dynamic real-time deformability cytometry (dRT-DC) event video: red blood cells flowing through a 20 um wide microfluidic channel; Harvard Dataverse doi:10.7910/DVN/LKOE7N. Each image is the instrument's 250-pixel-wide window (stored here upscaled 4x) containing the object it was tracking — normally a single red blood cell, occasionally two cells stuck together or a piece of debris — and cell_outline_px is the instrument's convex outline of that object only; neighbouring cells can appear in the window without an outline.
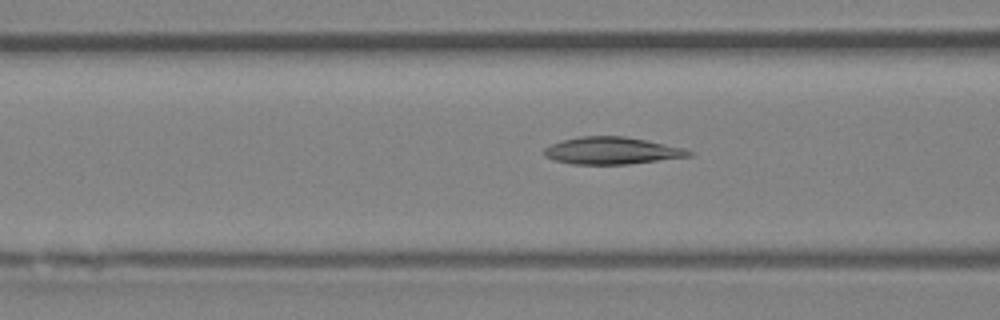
{"species": "Egyptian fruit bat (a non-hibernating species)", "species_latin": "Rousettus aegyptiacus", "temperature_condition": "room temperature", "stored_images_in_passage": 48, "camera_frame_rate_fps": 3000, "um_per_image_px": 0.085, "animal": {"sex": "female"}, "frame": {"image": 1, "passage_image": 18, "time_ms": 5.667, "image_size_px": [1000, 320], "cell_outline_px": [[692, 156], [628, 164], [572, 164], [552, 160], [544, 156], [544, 148], [560, 140], [580, 136], [624, 136], [684, 148], [692, 152]], "centroid_in_image_um": [51.95, 12.81], "position_along_channel_um": 114.6, "area_um2": 22.83}}
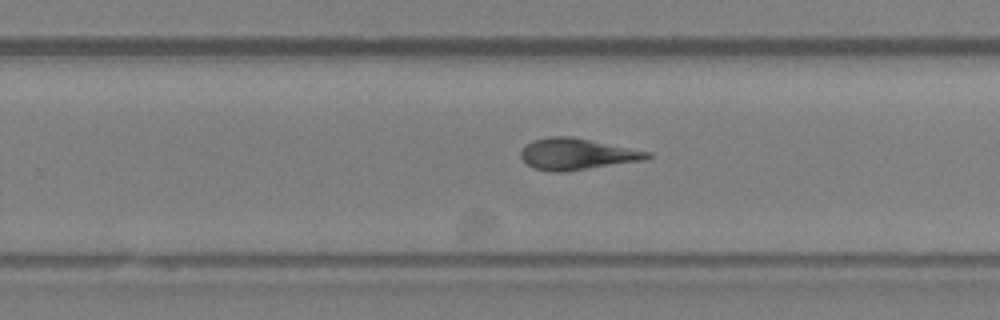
{"frame": {"image": 2, "passage_image": 30, "time_ms": 9.667, "image_size_px": [1000, 320], "cell_outline_px": [[652, 156], [648, 160], [560, 172], [552, 172], [532, 168], [520, 156], [520, 152], [524, 144], [532, 140], [548, 136], [568, 136], [652, 152]], "centroid_in_image_um": [49.02, 13.09], "position_along_channel_um": 280.8, "area_um2": 23.18}}
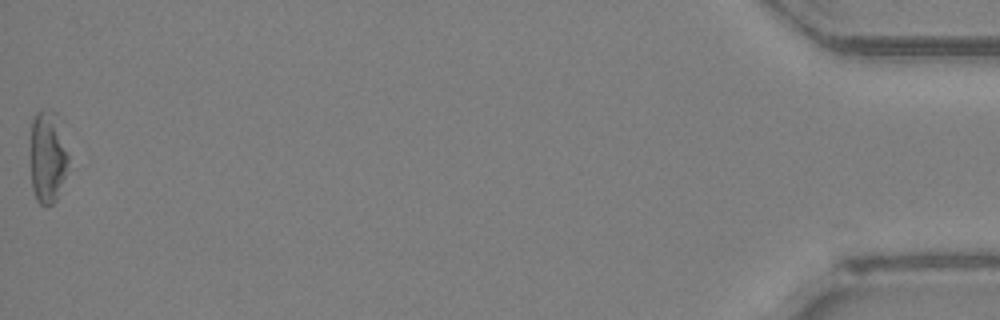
{"frame": {"image": 3, "passage_image": 48, "time_ms": 15.667, "image_size_px": [1000, 320], "cell_outline_px": [[68, 160], [64, 176], [56, 200], [52, 204], [40, 204], [36, 200], [32, 188], [32, 116], [36, 112], [44, 108], [48, 108], [56, 112], [60, 116], [68, 156]], "centroid_in_image_um": [4.07, 13.23], "position_along_channel_um": 431.1, "area_um2": 20.4}, "authors_computed_cell_mechanics": {"area_um2": 23.2067, "velocity_mm_per_s": 4.1737, "shape_relaxation_time_tau1_ms": 8.4466, "shape_relaxation_time_tau2_ms": 4.0777, "deformation_change_tau1": 0.2001, "deformation_change_tau2": 0.1359}}